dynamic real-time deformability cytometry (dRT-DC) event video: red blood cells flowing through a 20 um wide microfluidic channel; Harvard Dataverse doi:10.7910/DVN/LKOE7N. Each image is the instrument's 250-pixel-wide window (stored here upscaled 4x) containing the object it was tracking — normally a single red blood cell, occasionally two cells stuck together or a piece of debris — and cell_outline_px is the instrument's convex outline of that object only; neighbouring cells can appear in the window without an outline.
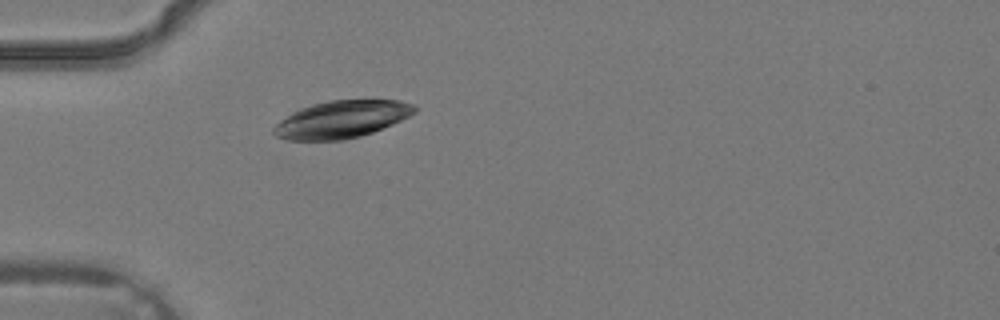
{"species": "common noctule bat (a hibernating species)", "species_latin": "Nyctalus noctula", "temperature_condition": "warm", "stored_images_in_passage": 3, "camera_frame_rate_fps": 3000, "um_per_image_px": 0.085, "animal": {"sex": "male", "body_mass_g": 19.2, "forearm_length_mm": 51.8}, "frame": {"image": 1, "passage_image": 3, "time_ms": 0.667, "image_size_px": [1000, 320], "cell_outline_px": [[416, 112], [392, 124], [372, 132], [360, 136], [344, 140], [288, 140], [276, 136], [272, 132], [272, 128], [276, 124], [292, 112], [300, 108], [312, 104], [332, 100], [400, 100], [412, 104], [416, 108]], "centroid_in_image_um": [29.02, 10.14], "position_along_channel_um": 56.0, "area_um2": 30.4}}